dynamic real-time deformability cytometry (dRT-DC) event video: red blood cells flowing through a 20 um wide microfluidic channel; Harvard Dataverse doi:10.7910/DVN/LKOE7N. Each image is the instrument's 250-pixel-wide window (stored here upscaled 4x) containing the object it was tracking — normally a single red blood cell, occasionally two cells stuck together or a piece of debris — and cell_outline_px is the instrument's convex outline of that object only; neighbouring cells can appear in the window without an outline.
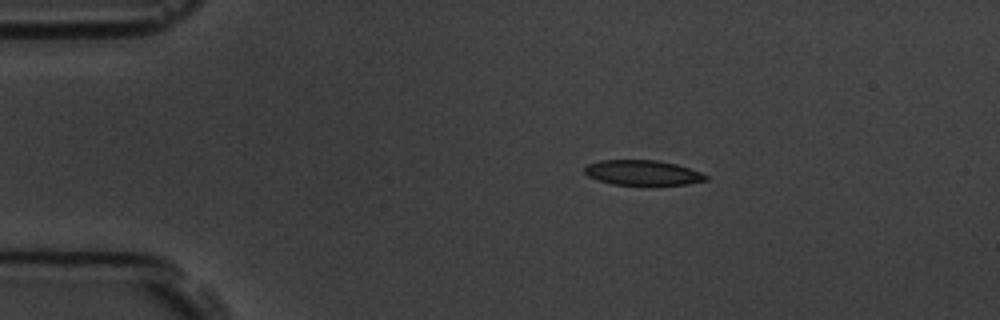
{"species": "common noctule bat (a hibernating species)", "species_latin": "Nyctalus noctula", "temperature_condition": "room temperature", "stored_images_in_passage": 4, "camera_frame_rate_fps": 3000, "um_per_image_px": 0.085, "animal": {"sex": "male", "body_mass_g": 19.5, "forearm_length_mm": 54.6}, "frame": {"image": 1, "passage_image": 1, "time_ms": 0.0, "image_size_px": [1000, 320], "cell_outline_px": [[708, 180], [688, 184], [612, 184], [596, 180], [588, 176], [584, 172], [584, 168], [588, 164], [600, 160], [656, 160], [676, 164], [700, 172], [708, 176]], "centroid_in_image_um": [54.6, 14.67], "position_along_channel_um": 30.4, "area_um2": 17.51}}
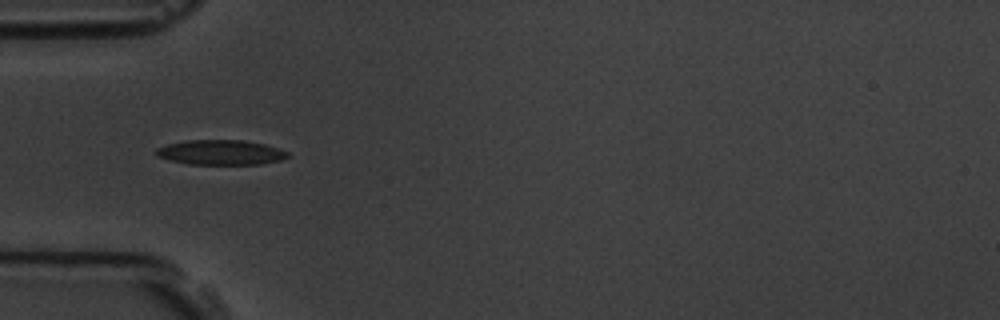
{"frame": {"image": 2, "passage_image": 3, "time_ms": 2.333, "image_size_px": [1000, 320], "cell_outline_px": [[288, 156], [280, 160], [260, 164], [188, 164], [168, 160], [156, 156], [156, 148], [168, 144], [188, 140], [244, 140], [264, 144], [288, 152]], "centroid_in_image_um": [18.72, 12.95], "position_along_channel_um": 66.3, "area_um2": 18.96}}
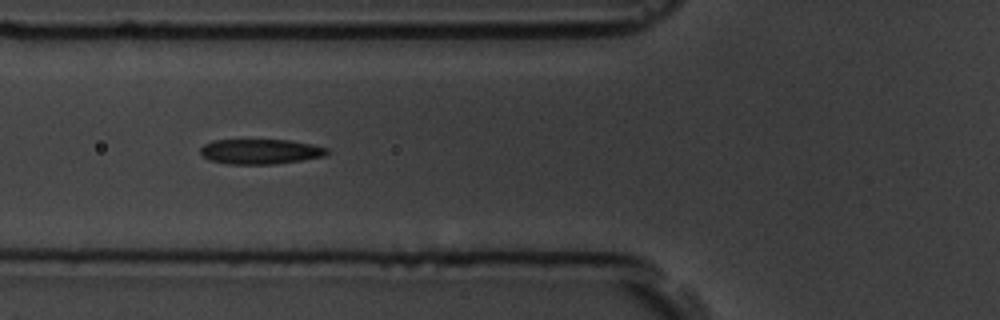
{"frame": {"image": 3, "passage_image": 4, "time_ms": 3.333, "image_size_px": [1000, 320], "cell_outline_px": [[328, 152], [324, 156], [276, 164], [228, 164], [208, 160], [200, 152], [200, 148], [204, 144], [212, 140], [288, 140], [312, 144], [328, 148]], "centroid_in_image_um": [22.11, 12.88], "position_along_channel_um": 103.7, "area_um2": 18.44}}